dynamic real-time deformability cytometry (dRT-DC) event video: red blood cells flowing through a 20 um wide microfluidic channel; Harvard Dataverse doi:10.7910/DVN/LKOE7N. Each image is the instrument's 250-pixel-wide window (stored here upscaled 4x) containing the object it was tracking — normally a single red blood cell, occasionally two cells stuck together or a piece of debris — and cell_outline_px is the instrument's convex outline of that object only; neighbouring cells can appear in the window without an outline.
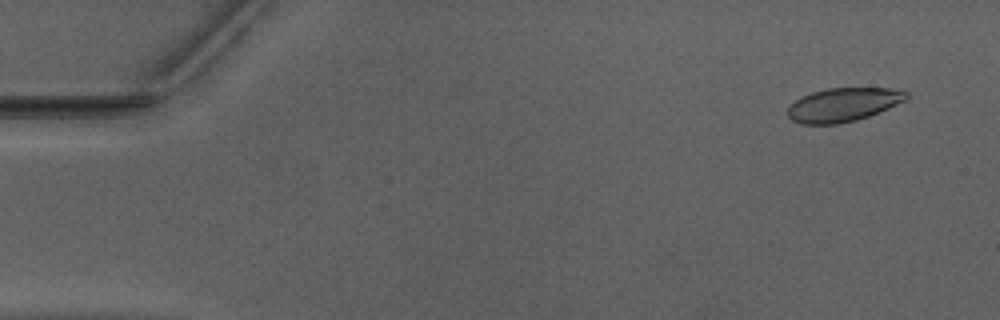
{"species": "Egyptian fruit bat (a non-hibernating species)", "species_latin": "Rousettus aegyptiacus", "temperature_condition": "warm", "stored_images_in_passage": 46, "camera_frame_rate_fps": 3000, "um_per_image_px": 0.085, "animal": {"sex": "male"}, "frame": {"image": 1, "passage_image": 2, "time_ms": 0.333, "image_size_px": [1000, 320], "cell_outline_px": [[908, 100], [868, 116], [856, 120], [836, 124], [800, 124], [792, 120], [788, 116], [788, 108], [800, 96], [812, 92], [828, 88], [892, 88], [908, 92]], "centroid_in_image_um": [71.68, 8.89], "position_along_channel_um": 13.3, "area_um2": 23.29}}
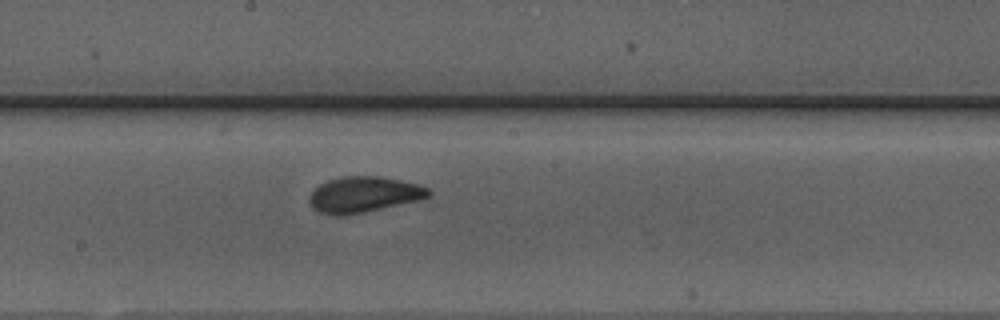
{"frame": {"image": 2, "passage_image": 27, "time_ms": 8.667, "image_size_px": [1000, 320], "cell_outline_px": [[432, 196], [420, 200], [360, 212], [336, 216], [320, 212], [312, 208], [308, 200], [308, 196], [320, 184], [328, 180], [344, 176], [380, 176], [420, 184], [428, 188], [432, 192]], "centroid_in_image_um": [30.94, 16.52], "position_along_channel_um": 217.3, "area_um2": 24.74}}
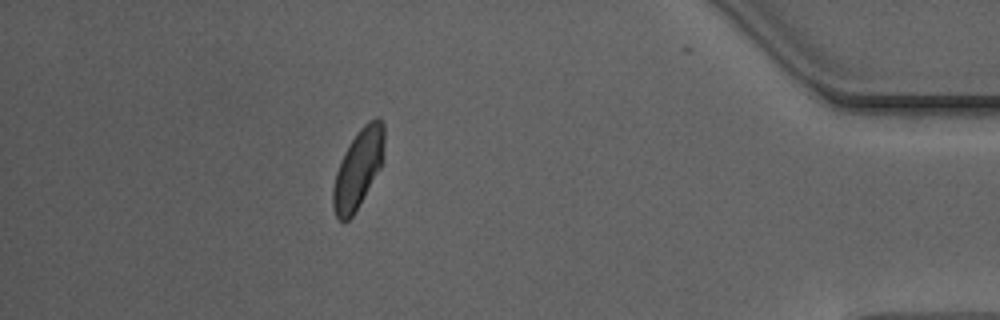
{"frame": {"image": 3, "passage_image": 45, "time_ms": 14.667, "image_size_px": [1000, 320], "cell_outline_px": [[384, 160], [380, 168], [352, 216], [348, 220], [340, 220], [336, 216], [332, 204], [332, 188], [336, 172], [340, 160], [352, 140], [360, 128], [368, 120], [376, 116], [384, 124]], "centroid_in_image_um": [30.45, 14.31], "position_along_channel_um": 404.7, "area_um2": 23.29}}